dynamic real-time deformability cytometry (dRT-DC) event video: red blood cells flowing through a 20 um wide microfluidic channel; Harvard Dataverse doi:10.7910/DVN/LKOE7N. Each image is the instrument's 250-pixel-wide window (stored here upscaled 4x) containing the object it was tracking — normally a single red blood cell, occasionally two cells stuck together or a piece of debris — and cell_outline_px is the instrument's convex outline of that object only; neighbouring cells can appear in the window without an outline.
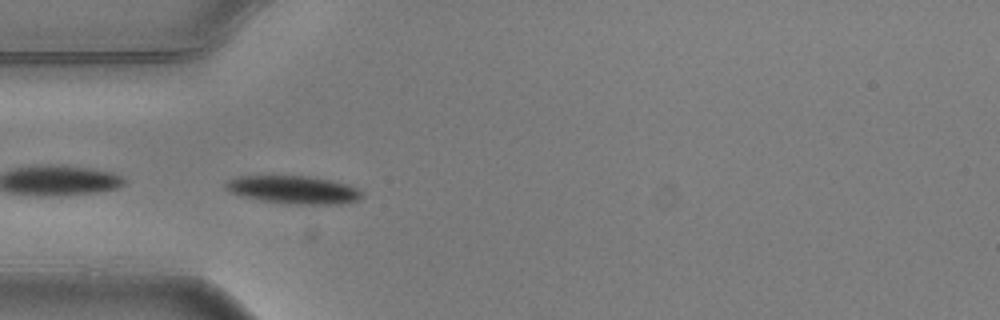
{"species": "common noctule bat (a hibernating species)", "species_latin": "Nyctalus noctula", "temperature_condition": "warm", "stored_images_in_passage": 4, "camera_frame_rate_fps": 3000, "um_per_image_px": 0.085, "animal": {"sex": "male", "body_mass_g": 20.5, "forearm_length_mm": 52.5}, "frame": {"image": 1, "passage_image": 3, "time_ms": 0.667, "image_size_px": [1000, 320], "cell_outline_px": [[364, 196], [356, 200], [340, 204], [288, 204], [260, 200], [240, 196], [224, 188], [224, 180], [236, 176], [308, 176], [332, 180], [348, 184], [364, 192]], "centroid_in_image_um": [24.92, 16.12], "position_along_channel_um": 60.1, "area_um2": 22.48}}